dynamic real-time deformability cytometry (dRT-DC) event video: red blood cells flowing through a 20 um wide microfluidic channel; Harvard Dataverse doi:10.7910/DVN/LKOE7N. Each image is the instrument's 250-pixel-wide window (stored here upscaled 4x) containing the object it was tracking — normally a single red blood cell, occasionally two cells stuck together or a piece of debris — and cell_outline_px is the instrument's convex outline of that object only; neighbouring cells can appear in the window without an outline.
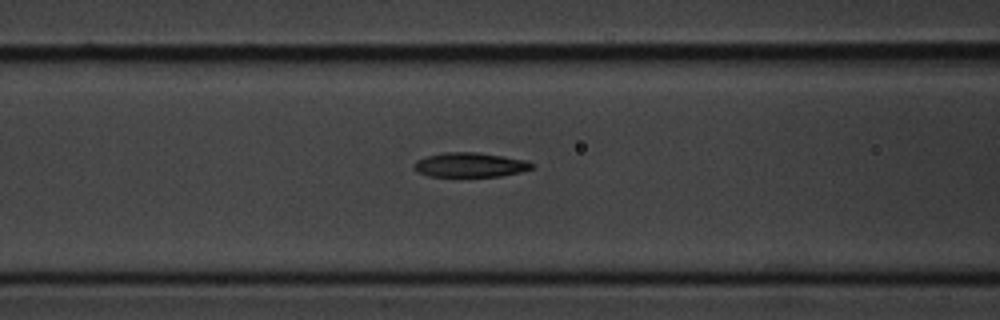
{"species": "common noctule bat (a hibernating species)", "species_latin": "Nyctalus noctula", "temperature_condition": "cold", "stored_images_in_passage": 8, "segment_of_instrument_passage": [2, 2], "camera_frame_rate_fps": 3000, "um_per_image_px": 0.085, "animal": {"sex": "male", "body_mass_g": 20.1, "forearm_length_mm": 53.5}, "frame": {"image": 1, "passage_image": 8, "time_ms": 9.0, "image_size_px": [1000, 320], "cell_outline_px": [[532, 168], [520, 172], [500, 176], [428, 176], [416, 172], [412, 168], [412, 164], [416, 160], [428, 156], [444, 152], [476, 152], [524, 160], [532, 164]], "centroid_in_image_um": [39.86, 14.02], "position_along_channel_um": 126.7, "area_um2": 16.65}}